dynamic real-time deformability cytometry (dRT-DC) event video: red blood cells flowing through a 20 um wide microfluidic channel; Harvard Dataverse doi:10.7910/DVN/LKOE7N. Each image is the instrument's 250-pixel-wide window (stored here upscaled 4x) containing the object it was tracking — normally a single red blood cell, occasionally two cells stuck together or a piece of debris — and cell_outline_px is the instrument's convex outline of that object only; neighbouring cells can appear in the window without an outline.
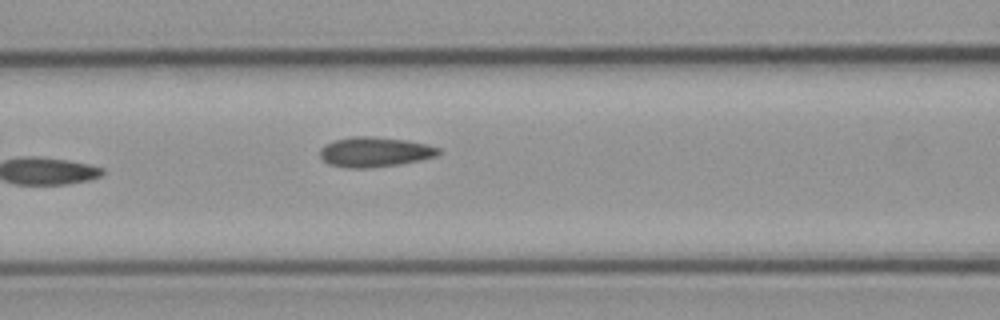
{"species": "common noctule bat (a hibernating species)", "species_latin": "Nyctalus noctula", "temperature_condition": "cold", "stored_images_in_passage": 6, "camera_frame_rate_fps": 3000, "um_per_image_px": 0.085, "animal": {"sex": "male", "body_mass_g": 23.1, "forearm_length_mm": 52.7}, "frame": {"image": 1, "passage_image": 6, "time_ms": 7.0, "image_size_px": [1000, 320], "cell_outline_px": [[440, 152], [436, 156], [400, 164], [368, 168], [348, 168], [328, 164], [320, 156], [320, 148], [324, 144], [336, 140], [352, 136], [372, 136], [408, 140], [428, 144], [440, 148]], "centroid_in_image_um": [31.84, 12.91], "position_along_channel_um": 134.8, "area_um2": 20.75}}